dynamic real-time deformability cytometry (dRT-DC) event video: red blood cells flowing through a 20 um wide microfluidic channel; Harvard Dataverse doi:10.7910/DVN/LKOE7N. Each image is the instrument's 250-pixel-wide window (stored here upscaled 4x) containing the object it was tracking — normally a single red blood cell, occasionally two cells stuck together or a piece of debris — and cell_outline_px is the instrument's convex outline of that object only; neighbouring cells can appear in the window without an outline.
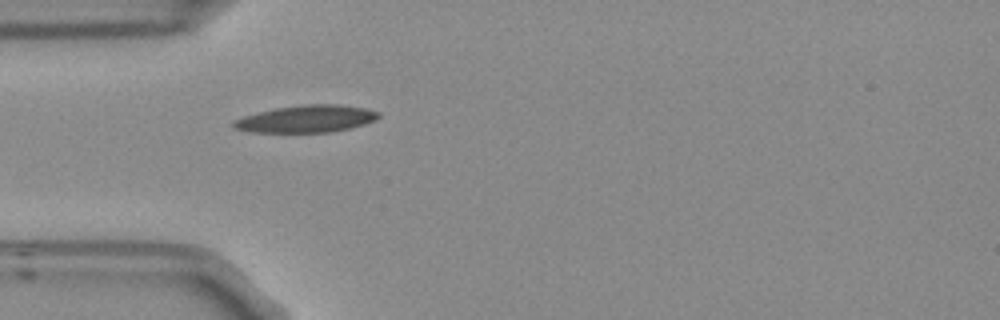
{"species": "Egyptian fruit bat (a non-hibernating species)", "species_latin": "Rousettus aegyptiacus", "temperature_condition": "room temperature", "stored_images_in_passage": 3, "camera_frame_rate_fps": 3000, "um_per_image_px": 0.085, "frame": {"image": 1, "passage_image": 3, "time_ms": 0.667, "image_size_px": [1000, 320], "cell_outline_px": [[380, 116], [376, 120], [352, 128], [332, 132], [252, 132], [232, 128], [232, 120], [244, 116], [276, 108], [304, 104], [340, 104], [364, 108], [380, 112]], "centroid_in_image_um": [26.06, 10.1], "position_along_channel_um": 58.9, "area_um2": 23.06}}